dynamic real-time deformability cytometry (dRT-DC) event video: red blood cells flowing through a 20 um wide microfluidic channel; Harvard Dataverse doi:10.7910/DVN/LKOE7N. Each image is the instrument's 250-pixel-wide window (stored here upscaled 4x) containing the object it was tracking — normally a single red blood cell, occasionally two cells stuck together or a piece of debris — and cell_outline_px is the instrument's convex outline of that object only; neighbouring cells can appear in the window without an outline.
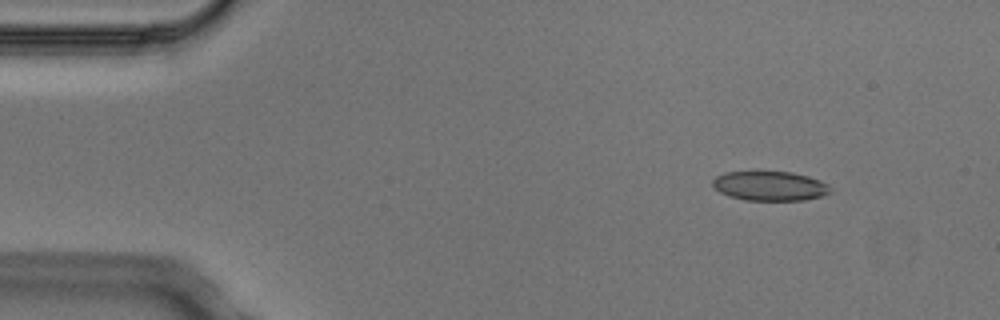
{"species": "Egyptian fruit bat (a non-hibernating species)", "species_latin": "Rousettus aegyptiacus", "temperature_condition": "cold", "stored_images_in_passage": 5, "camera_frame_rate_fps": 3000, "um_per_image_px": 0.085, "animal": {"sex": "male"}, "frame": {"image": 1, "passage_image": 1, "time_ms": 0.0, "image_size_px": [1000, 320], "cell_outline_px": [[832, 192], [820, 196], [804, 200], [744, 200], [728, 196], [720, 192], [712, 184], [712, 180], [716, 176], [724, 172], [792, 172], [808, 176], [820, 180], [828, 184], [832, 188]], "centroid_in_image_um": [65.45, 15.81], "position_along_channel_um": 19.5, "area_um2": 20.23}}
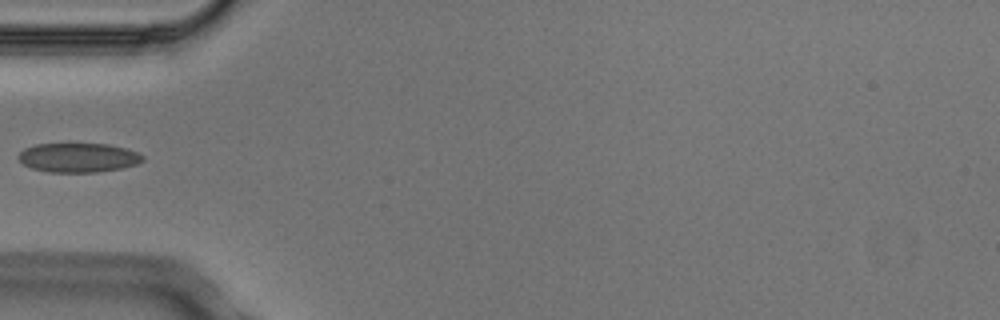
{"frame": {"image": 2, "passage_image": 4, "time_ms": 1.0, "image_size_px": [1000, 320], "cell_outline_px": [[144, 160], [136, 164], [120, 168], [96, 172], [48, 172], [32, 168], [24, 164], [16, 156], [24, 148], [36, 144], [108, 144], [124, 148], [136, 152], [144, 156]], "centroid_in_image_um": [6.63, 13.39], "position_along_channel_um": 78.4, "area_um2": 21.04}}
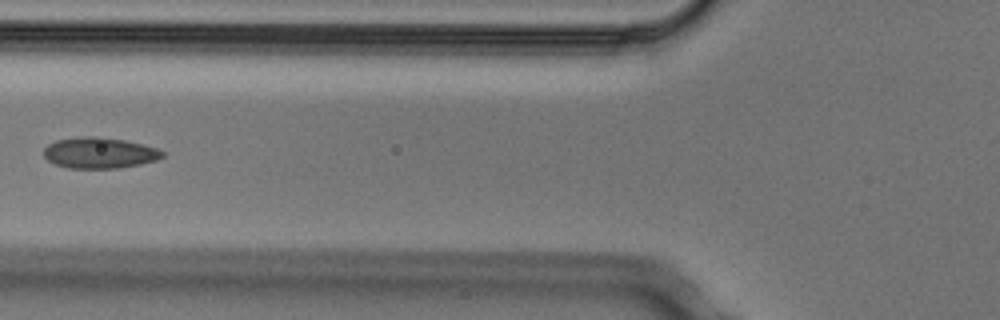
{"frame": {"image": 3, "passage_image": 5, "time_ms": 1.333, "image_size_px": [1000, 320], "cell_outline_px": [[164, 156], [156, 160], [140, 164], [116, 168], [68, 168], [56, 164], [48, 160], [44, 156], [44, 148], [48, 144], [56, 140], [80, 136], [96, 136], [124, 140], [156, 148], [164, 152]], "centroid_in_image_um": [8.43, 12.99], "position_along_channel_um": 117.4, "area_um2": 21.27}}